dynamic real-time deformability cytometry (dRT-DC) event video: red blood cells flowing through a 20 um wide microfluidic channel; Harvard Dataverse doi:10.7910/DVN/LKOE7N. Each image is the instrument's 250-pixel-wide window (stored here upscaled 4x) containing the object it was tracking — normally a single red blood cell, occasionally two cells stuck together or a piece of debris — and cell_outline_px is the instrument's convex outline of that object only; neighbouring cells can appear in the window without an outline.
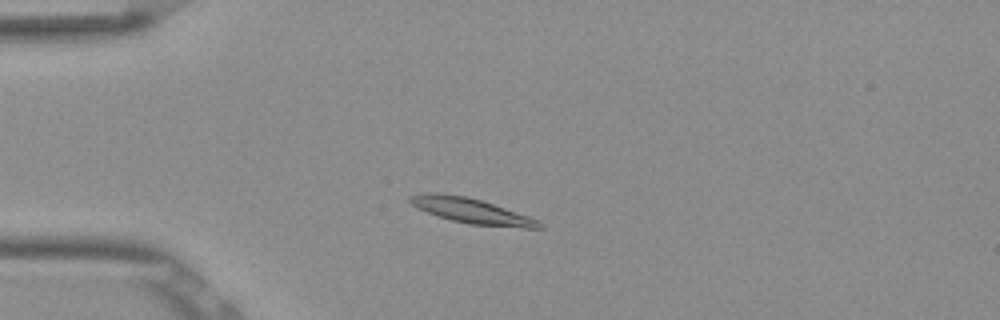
{"species": "Egyptian fruit bat (a non-hibernating species)", "species_latin": "Rousettus aegyptiacus", "temperature_condition": "room temperature", "stored_images_in_passage": 49, "camera_frame_rate_fps": 3000, "um_per_image_px": 0.085, "frame": {"image": 1, "passage_image": 10, "time_ms": 3.0, "image_size_px": [1000, 320], "cell_outline_px": [[544, 228], [524, 228], [468, 224], [452, 220], [416, 208], [408, 200], [408, 196], [428, 192], [436, 192], [464, 196], [480, 200], [540, 220], [544, 224]], "centroid_in_image_um": [40.08, 17.93], "position_along_channel_um": 44.9, "area_um2": 18.79}}
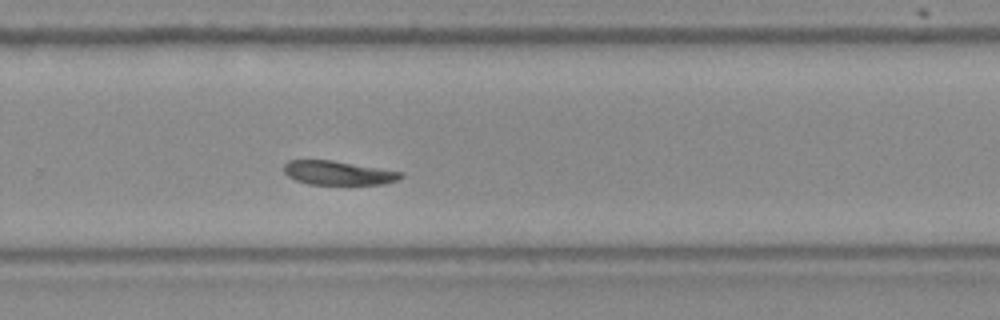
{"frame": {"image": 2, "passage_image": 32, "time_ms": 10.333, "image_size_px": [1000, 320], "cell_outline_px": [[404, 176], [400, 180], [384, 184], [308, 184], [296, 180], [288, 176], [284, 172], [284, 164], [288, 160], [332, 160], [404, 172]], "centroid_in_image_um": [28.78, 14.7], "position_along_channel_um": 301.0, "area_um2": 16.42}}
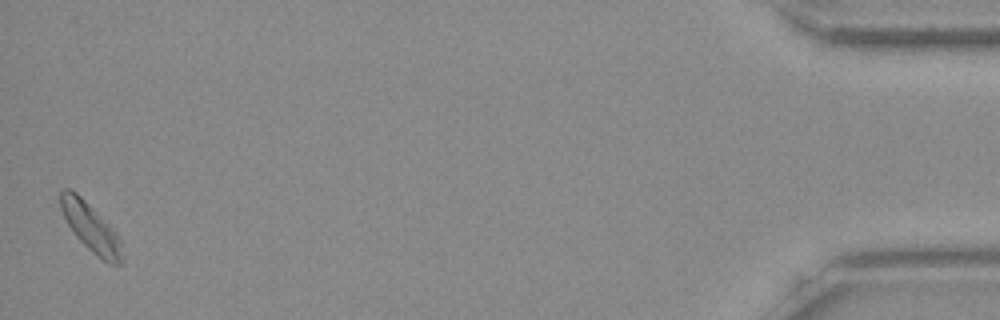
{"frame": {"image": 3, "passage_image": 49, "time_ms": 16.0, "image_size_px": [1000, 320], "cell_outline_px": [[124, 264], [108, 264], [92, 252], [76, 236], [68, 224], [60, 208], [60, 192], [64, 188], [72, 188], [120, 236], [124, 260]], "centroid_in_image_um": [7.75, 19.37], "position_along_channel_um": 427.5, "area_um2": 17.28}, "authors_computed_cell_mechanics": {"area_um2": 17.629, "velocity_mm_per_s": 3.8044, "shape_relaxation_time_tau1_ms": 2.2722, "shape_relaxation_time_tau2_ms": 3.4571, "deformation_change_tau1": 0.0941, "deformation_change_tau2": 0.0813}}